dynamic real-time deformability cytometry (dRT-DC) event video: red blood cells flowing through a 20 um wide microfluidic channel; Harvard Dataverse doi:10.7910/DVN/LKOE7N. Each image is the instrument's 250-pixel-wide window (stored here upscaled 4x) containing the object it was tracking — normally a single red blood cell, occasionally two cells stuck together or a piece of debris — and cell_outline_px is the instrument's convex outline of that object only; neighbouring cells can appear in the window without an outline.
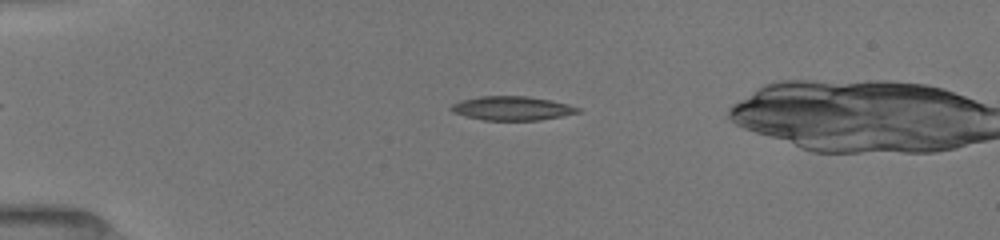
{"species": "common noctule bat (a hibernating species)", "species_latin": "Nyctalus noctula", "temperature_condition": "room temperature", "stored_images_in_passage": 41, "camera_frame_rate_fps": 3000, "um_per_image_px": 0.085, "animal": {"sex": "female", "body_mass_g": 19.5, "forearm_length_mm": 54.1}, "frame": {"image": 1, "passage_image": 4, "time_ms": 1.0, "image_size_px": [1000, 240], "cell_outline_px": [[580, 112], [540, 120], [484, 120], [464, 116], [452, 112], [448, 108], [452, 104], [460, 100], [480, 96], [528, 96], [568, 104], [580, 108]], "centroid_in_image_um": [43.46, 9.2], "position_along_channel_um": 41.5, "area_um2": 17.69}}
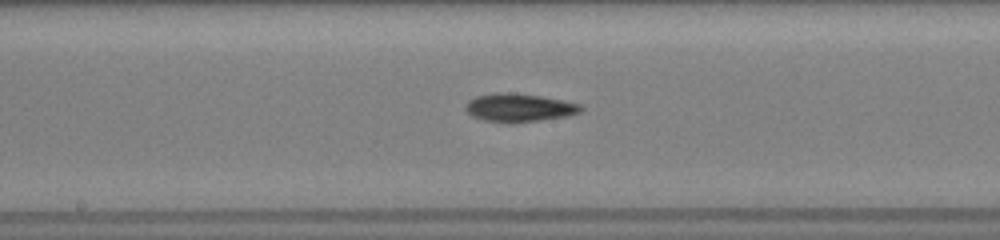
{"frame": {"image": 2, "passage_image": 19, "time_ms": 6.0, "image_size_px": [1000, 240], "cell_outline_px": [[584, 108], [580, 112], [568, 116], [512, 124], [484, 120], [472, 116], [464, 108], [464, 104], [468, 100], [476, 96], [496, 92], [512, 92], [540, 96], [564, 100], [580, 104]], "centroid_in_image_um": [44.11, 9.15], "position_along_channel_um": 204.1, "area_um2": 19.31}}
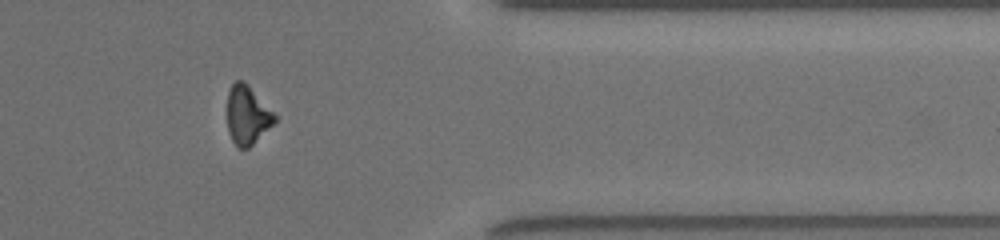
{"frame": {"image": 3, "passage_image": 34, "time_ms": 11.0, "image_size_px": [1000, 240], "cell_outline_px": [[276, 120], [248, 148], [236, 148], [232, 140], [228, 128], [228, 92], [232, 84], [236, 80], [244, 80], [248, 84], [276, 116]], "centroid_in_image_um": [20.99, 9.77], "position_along_channel_um": 390.4, "area_um2": 15.84}, "authors_computed_cell_mechanics": {"area_um2": 17.8024, "velocity_mm_per_s": 3.9976, "shape_relaxation_time_tau1_ms": 5.8713, "shape_relaxation_time_tau2_ms": null, "deformation_change_tau1": 0.1727, "deformation_change_tau2": null}}